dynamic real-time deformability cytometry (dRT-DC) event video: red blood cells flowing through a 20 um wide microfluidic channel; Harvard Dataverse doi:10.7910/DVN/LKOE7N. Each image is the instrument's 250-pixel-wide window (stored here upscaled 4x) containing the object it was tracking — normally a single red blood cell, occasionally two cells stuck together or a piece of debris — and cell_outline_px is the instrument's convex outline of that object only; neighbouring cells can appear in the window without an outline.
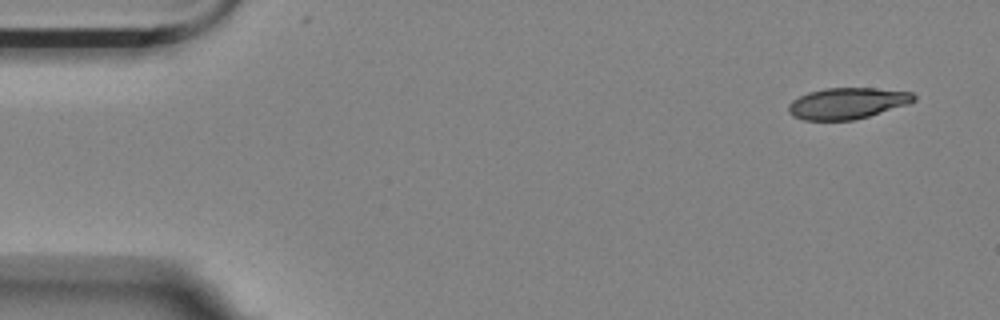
{"species": "Egyptian fruit bat (a non-hibernating species)", "species_latin": "Rousettus aegyptiacus", "temperature_condition": "room temperature", "stored_images_in_passage": 5, "camera_frame_rate_fps": 3000, "um_per_image_px": 0.085, "animal": {"sex": "female"}, "frame": {"image": 1, "passage_image": 1, "time_ms": 0.0, "image_size_px": [1000, 320], "cell_outline_px": [[916, 100], [908, 104], [868, 116], [852, 120], [804, 120], [792, 116], [788, 112], [788, 104], [792, 100], [808, 92], [824, 88], [876, 88], [912, 92], [916, 96]], "centroid_in_image_um": [72.0, 8.77], "position_along_channel_um": 13.0, "area_um2": 22.83}}
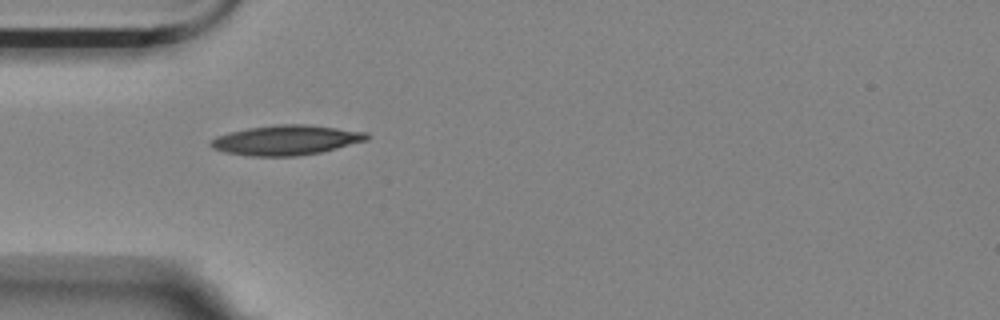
{"frame": {"image": 2, "passage_image": 4, "time_ms": 4.333, "image_size_px": [1000, 320], "cell_outline_px": [[368, 140], [320, 152], [296, 156], [248, 156], [224, 152], [212, 148], [208, 144], [216, 136], [248, 128], [276, 124], [304, 124], [368, 132]], "centroid_in_image_um": [24.3, 11.91], "position_along_channel_um": 60.7, "area_um2": 26.99}}
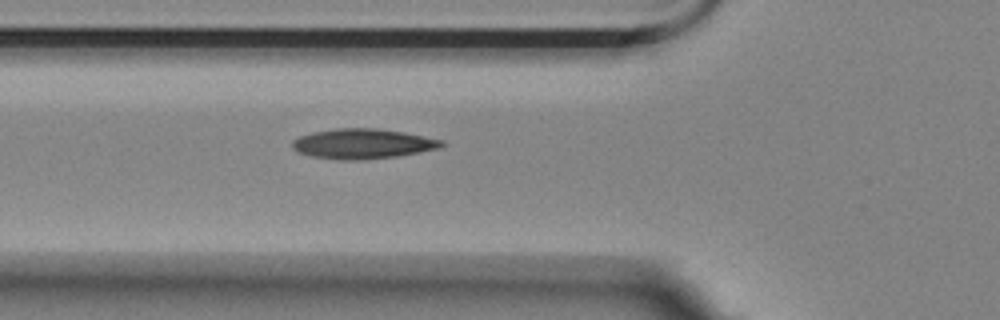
{"frame": {"image": 3, "passage_image": 5, "time_ms": 5.333, "image_size_px": [1000, 320], "cell_outline_px": [[444, 144], [440, 148], [396, 156], [356, 160], [340, 160], [312, 156], [296, 152], [292, 148], [292, 140], [300, 136], [312, 132], [336, 128], [376, 128], [404, 132], [444, 140]], "centroid_in_image_um": [30.8, 12.21], "position_along_channel_um": 95.0, "area_um2": 26.07}}